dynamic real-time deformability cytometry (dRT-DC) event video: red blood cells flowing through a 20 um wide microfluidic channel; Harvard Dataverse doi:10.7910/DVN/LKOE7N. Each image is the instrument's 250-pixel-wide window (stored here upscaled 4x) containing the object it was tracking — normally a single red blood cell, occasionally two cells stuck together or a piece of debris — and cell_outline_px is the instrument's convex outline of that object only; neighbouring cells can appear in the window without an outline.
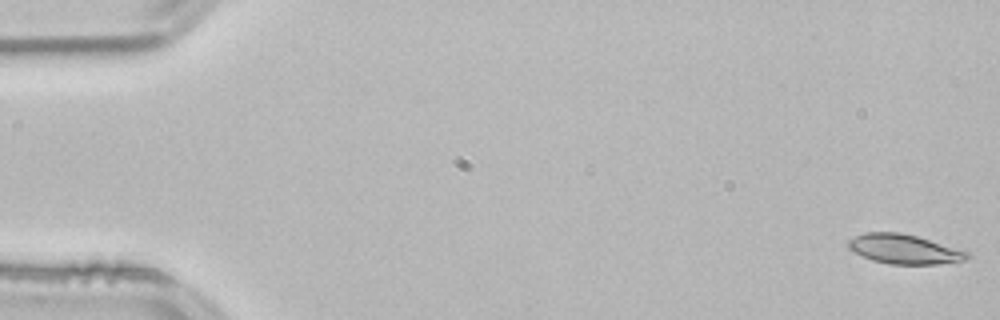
{"species": "common noctule bat (a hibernating species)", "species_latin": "Nyctalus noctula", "temperature_condition": "room temperature", "stored_images_in_passage": 53, "camera_frame_rate_fps": 3000, "um_per_image_px": 0.085, "animal": {"sex": "male", "body_mass_g": 21.5, "forearm_length_mm": 52.0}, "frame": {"image": 1, "passage_image": 1, "time_ms": 0.0, "image_size_px": [1000, 320], "cell_outline_px": [[972, 256], [968, 260], [936, 264], [888, 264], [872, 260], [848, 248], [848, 240], [864, 232], [900, 232], [916, 236], [968, 252]], "centroid_in_image_um": [76.86, 21.18], "position_along_channel_um": 8.1, "area_um2": 20.23}}
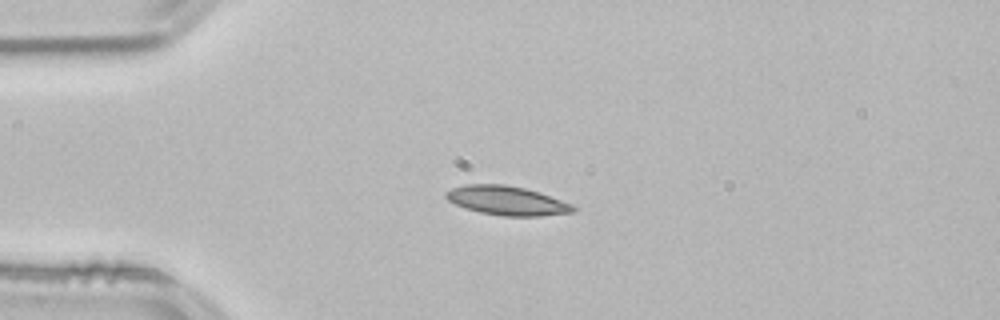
{"frame": {"image": 2, "passage_image": 13, "time_ms": 4.0, "image_size_px": [1000, 320], "cell_outline_px": [[576, 208], [572, 212], [540, 216], [504, 216], [480, 212], [456, 204], [448, 200], [444, 196], [444, 192], [452, 188], [464, 184], [504, 184], [524, 188], [540, 192], [572, 204]], "centroid_in_image_um": [43.07, 17.04], "position_along_channel_um": 41.9, "area_um2": 21.44}}
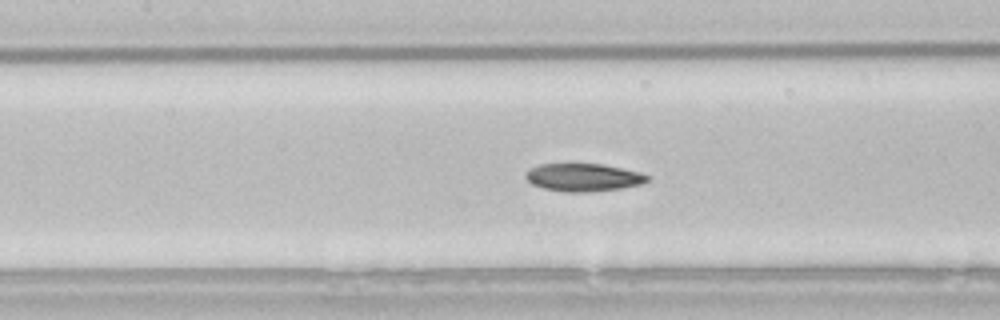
{"frame": {"image": 3, "passage_image": 24, "time_ms": 7.667, "image_size_px": [1000, 320], "cell_outline_px": [[652, 176], [648, 180], [640, 184], [620, 188], [588, 192], [564, 192], [544, 188], [532, 184], [524, 176], [524, 172], [528, 168], [536, 164], [604, 164], [640, 172]], "centroid_in_image_um": [49.55, 15.07], "position_along_channel_um": 157.9, "area_um2": 19.88}, "authors_computed_cell_mechanics": {"area_um2": 20.23, "velocity_mm_per_s": 3.8173, "shape_relaxation_time_tau1_ms": null, "shape_relaxation_time_tau2_ms": 6.2151, "deformation_change_tau1": null, "deformation_change_tau2": 0.1126}}